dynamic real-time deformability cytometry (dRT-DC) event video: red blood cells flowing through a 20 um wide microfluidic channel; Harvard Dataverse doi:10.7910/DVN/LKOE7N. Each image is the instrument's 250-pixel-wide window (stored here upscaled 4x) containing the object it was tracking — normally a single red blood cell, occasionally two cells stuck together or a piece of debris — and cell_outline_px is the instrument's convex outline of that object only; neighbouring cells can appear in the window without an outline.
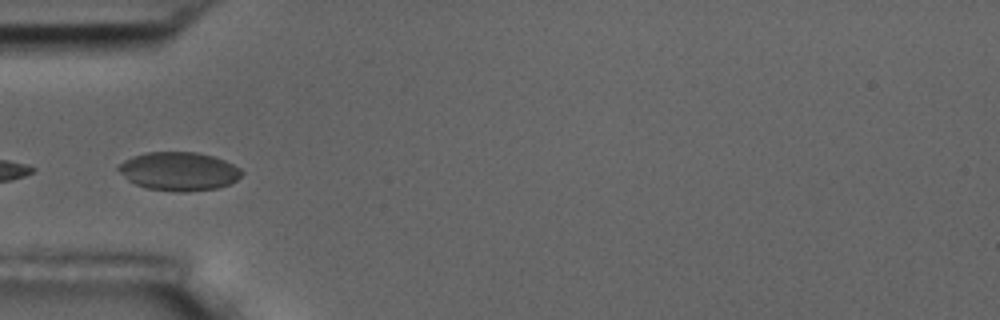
{"species": "common noctule bat (a hibernating species)", "species_latin": "Nyctalus noctula", "temperature_condition": "room temperature", "stored_images_in_passage": 2, "camera_frame_rate_fps": 3000, "um_per_image_px": 0.085, "animal": {"sex": "male", "body_mass_g": 17.5, "forearm_length_mm": 52.3}, "frame": {"image": 1, "passage_image": 1, "time_ms": 0.0, "image_size_px": [1000, 320], "cell_outline_px": [[244, 172], [236, 180], [228, 184], [216, 188], [188, 192], [176, 192], [148, 188], [136, 184], [128, 180], [116, 168], [124, 160], [132, 156], [148, 152], [196, 152], [212, 156], [224, 160], [240, 168]], "centroid_in_image_um": [15.2, 14.56], "position_along_channel_um": 69.8, "area_um2": 27.57}}